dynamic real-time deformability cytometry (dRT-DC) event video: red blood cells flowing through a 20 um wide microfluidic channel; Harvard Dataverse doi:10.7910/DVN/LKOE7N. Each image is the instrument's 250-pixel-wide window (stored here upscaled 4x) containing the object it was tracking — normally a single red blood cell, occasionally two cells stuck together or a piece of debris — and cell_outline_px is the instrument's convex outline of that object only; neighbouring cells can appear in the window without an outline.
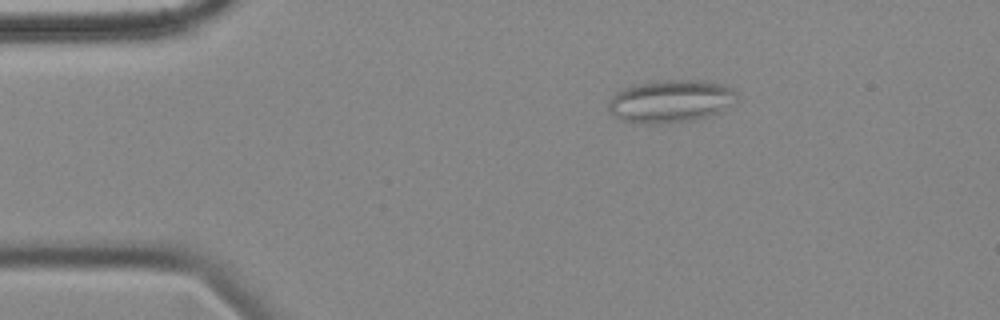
{"species": "common noctule bat (a hibernating species)", "species_latin": "Nyctalus noctula", "temperature_condition": "cold", "stored_images_in_passage": 5, "camera_frame_rate_fps": 3000, "um_per_image_px": 0.085, "animal": {"sex": "female", "body_mass_g": 18.4}, "frame": {"image": 1, "passage_image": 3, "time_ms": 2.333, "image_size_px": [1000, 320], "cell_outline_px": [[740, 96], [736, 100], [720, 112], [696, 120], [660, 124], [648, 124], [620, 120], [608, 108], [608, 104], [612, 96], [616, 92], [632, 84], [652, 80], [704, 80], [724, 84], [732, 88]], "centroid_in_image_um": [57.02, 8.59], "position_along_channel_um": 28.0, "area_um2": 32.43}}